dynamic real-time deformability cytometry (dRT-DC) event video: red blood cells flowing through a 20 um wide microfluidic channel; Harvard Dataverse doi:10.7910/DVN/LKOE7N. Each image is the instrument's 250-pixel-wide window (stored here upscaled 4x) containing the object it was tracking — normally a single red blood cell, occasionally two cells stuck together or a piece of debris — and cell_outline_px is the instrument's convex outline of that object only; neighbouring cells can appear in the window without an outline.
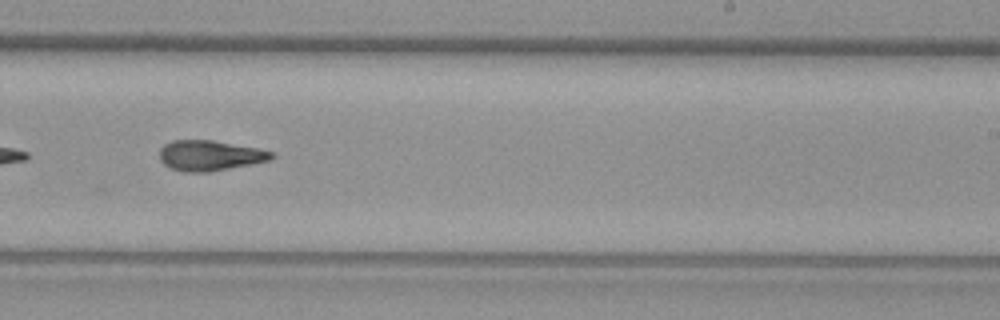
{"species": "common noctule bat (a hibernating species)", "species_latin": "Nyctalus noctula", "temperature_condition": "warm", "stored_images_in_passage": 37, "camera_frame_rate_fps": 3000, "um_per_image_px": 0.085, "animal": {"sex": "female", "body_mass_g": 29.2, "forearm_length_mm": 56.3}, "frame": {"image": 1, "passage_image": 19, "time_ms": 6.0, "image_size_px": [1000, 320], "cell_outline_px": [[276, 156], [272, 160], [252, 164], [208, 172], [184, 172], [168, 168], [160, 160], [160, 148], [164, 144], [172, 140], [212, 140], [260, 148], [272, 152]], "centroid_in_image_um": [17.85, 13.22], "position_along_channel_um": 271.2, "area_um2": 20.06}, "authors_computed_cell_mechanics": {"area_um2": 19.7676, "velocity_mm_per_s": 3.7824, "shape_relaxation_time_tau1_ms": null, "shape_relaxation_time_tau2_ms": 2.8812, "deformation_change_tau1": null, "deformation_change_tau2": 0.1147}}